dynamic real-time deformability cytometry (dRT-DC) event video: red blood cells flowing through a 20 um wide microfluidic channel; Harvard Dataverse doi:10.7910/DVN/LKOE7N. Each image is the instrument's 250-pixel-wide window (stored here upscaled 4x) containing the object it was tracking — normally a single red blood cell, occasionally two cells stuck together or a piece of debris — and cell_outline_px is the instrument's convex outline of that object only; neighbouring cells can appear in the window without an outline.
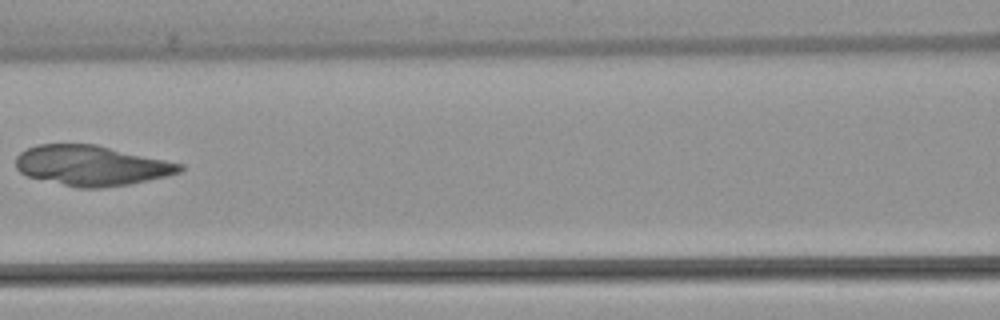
{"species": "common noctule bat (a hibernating species)", "species_latin": "Nyctalus noctula", "temperature_condition": "warm", "stored_images_in_passage": 7, "camera_frame_rate_fps": 3000, "um_per_image_px": 0.085, "animal": {"sex": "female", "body_mass_g": 22.7, "forearm_length_mm": 54.2}, "frame": {"image": 1, "passage_image": 7, "time_ms": 7.333, "image_size_px": [1000, 320], "cell_outline_px": [[184, 168], [180, 172], [168, 176], [128, 184], [100, 188], [80, 188], [28, 176], [20, 172], [16, 168], [16, 156], [20, 152], [36, 144], [96, 144], [184, 164]], "centroid_in_image_um": [7.79, 14.06], "position_along_channel_um": 158.8, "area_um2": 38.26}}